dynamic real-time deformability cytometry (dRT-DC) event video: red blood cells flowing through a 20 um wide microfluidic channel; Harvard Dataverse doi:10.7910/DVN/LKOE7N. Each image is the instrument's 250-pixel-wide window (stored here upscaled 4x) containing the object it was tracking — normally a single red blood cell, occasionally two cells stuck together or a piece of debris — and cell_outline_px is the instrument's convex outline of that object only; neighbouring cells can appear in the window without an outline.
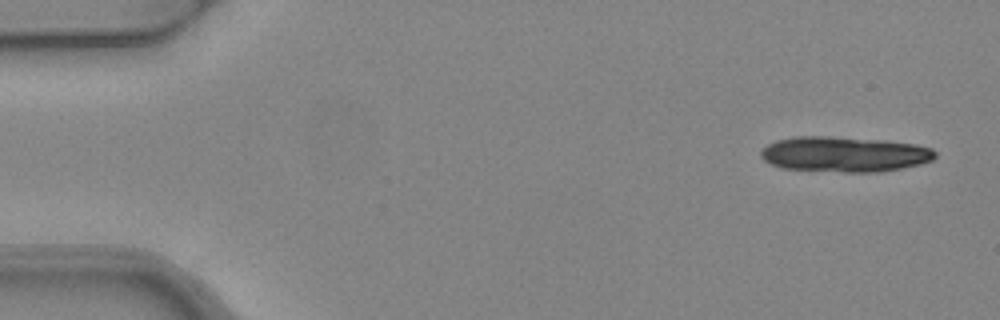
{"species": "common noctule bat (a hibernating species)", "species_latin": "Nyctalus noctula", "temperature_condition": "warm", "stored_images_in_passage": 5, "camera_frame_rate_fps": 3000, "um_per_image_px": 0.085, "animal": {"sex": "female", "body_mass_g": 24.6, "forearm_length_mm": 56.2}, "frame": {"image": 1, "passage_image": 1, "time_ms": 0.0, "image_size_px": [1000, 320], "cell_outline_px": [[936, 156], [932, 160], [920, 164], [880, 172], [844, 172], [784, 168], [772, 164], [764, 160], [760, 156], [760, 152], [768, 144], [776, 140], [792, 136], [828, 136], [884, 140], [916, 144], [932, 148], [936, 152]], "centroid_in_image_um": [71.78, 13.1], "position_along_channel_um": 13.2, "area_um2": 35.95}}